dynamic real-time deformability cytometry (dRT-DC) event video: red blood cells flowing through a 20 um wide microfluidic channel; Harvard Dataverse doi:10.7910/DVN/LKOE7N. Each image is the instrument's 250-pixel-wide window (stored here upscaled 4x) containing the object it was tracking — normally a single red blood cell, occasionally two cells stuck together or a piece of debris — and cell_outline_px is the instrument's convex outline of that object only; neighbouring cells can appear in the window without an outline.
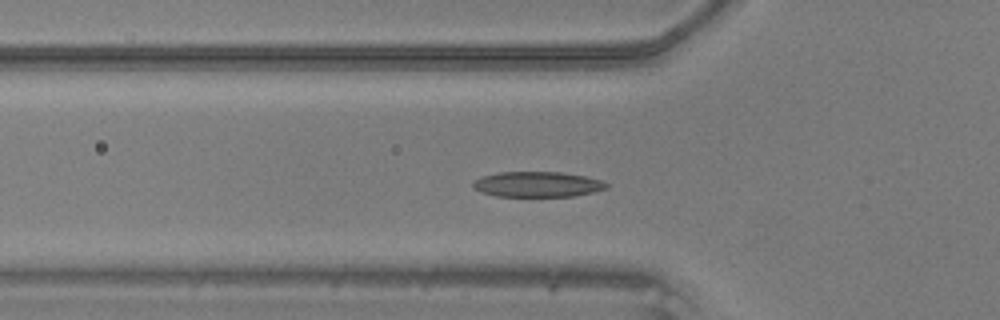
{"species": "common noctule bat (a hibernating species)", "species_latin": "Nyctalus noctula", "temperature_condition": "warm", "stored_images_in_passage": 38, "camera_frame_rate_fps": 3000, "um_per_image_px": 0.085, "animal": {"sex": "male", "body_mass_g": 20.5, "forearm_length_mm": 52.5}, "frame": {"image": 1, "passage_image": 11, "time_ms": 3.333, "image_size_px": [1000, 320], "cell_outline_px": [[608, 188], [576, 196], [496, 196], [480, 192], [472, 188], [472, 184], [476, 180], [484, 176], [500, 172], [560, 172], [584, 176], [600, 180], [608, 184]], "centroid_in_image_um": [45.67, 15.67], "position_along_channel_um": 80.1, "area_um2": 19.59}}
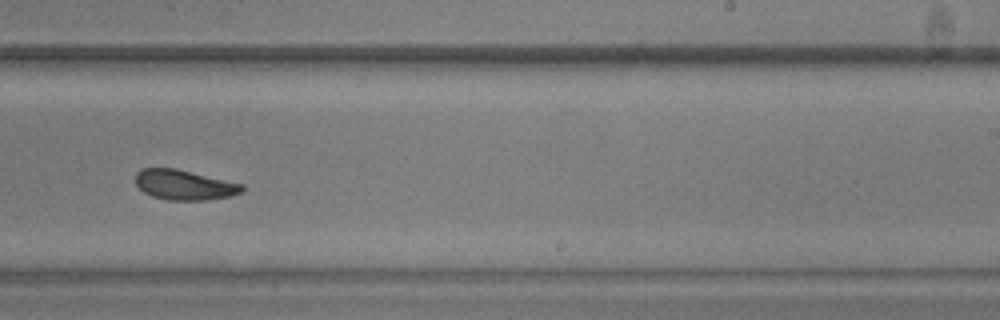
{"frame": {"image": 2, "passage_image": 25, "time_ms": 8.0, "image_size_px": [1000, 320], "cell_outline_px": [[244, 192], [228, 196], [204, 200], [168, 200], [152, 196], [144, 192], [136, 184], [136, 172], [140, 168], [176, 168], [244, 184]], "centroid_in_image_um": [15.67, 15.7], "position_along_channel_um": 273.3, "area_um2": 18.67}}
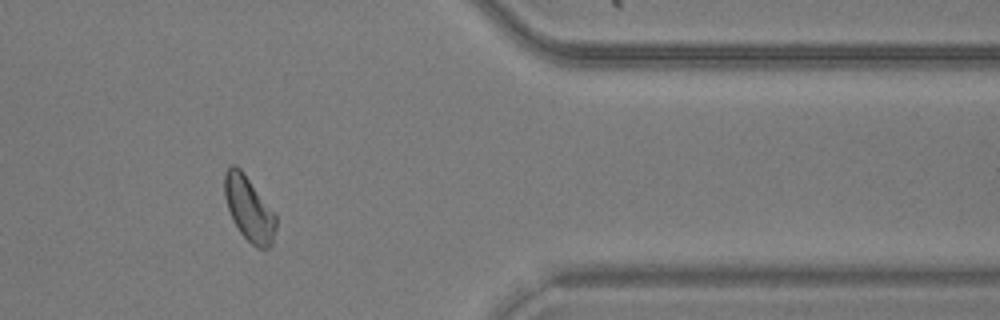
{"frame": {"image": 3, "passage_image": 35, "time_ms": 11.333, "image_size_px": [1000, 320], "cell_outline_px": [[276, 228], [272, 244], [268, 248], [256, 248], [240, 232], [228, 208], [224, 196], [224, 172], [228, 164], [236, 164], [240, 168], [276, 212]], "centroid_in_image_um": [21.17, 17.7], "position_along_channel_um": 390.2, "area_um2": 19.54}}